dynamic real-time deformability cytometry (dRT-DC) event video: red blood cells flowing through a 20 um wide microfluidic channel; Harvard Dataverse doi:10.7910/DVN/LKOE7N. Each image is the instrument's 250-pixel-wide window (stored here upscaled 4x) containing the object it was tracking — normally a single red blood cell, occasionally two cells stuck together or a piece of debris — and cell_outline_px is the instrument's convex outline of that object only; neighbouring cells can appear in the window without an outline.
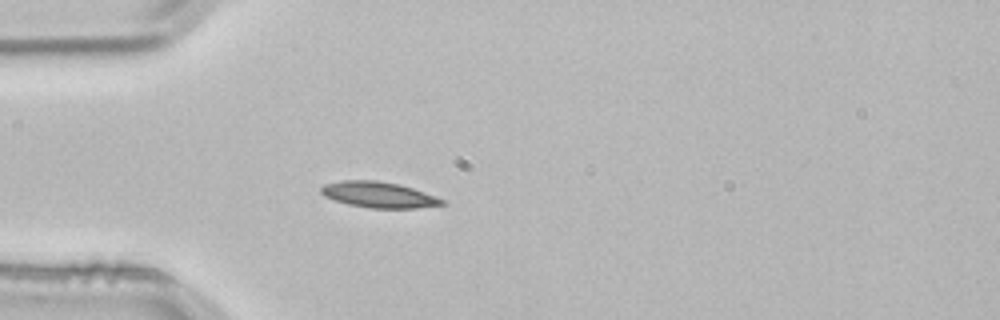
{"species": "common noctule bat (a hibernating species)", "species_latin": "Nyctalus noctula", "temperature_condition": "room temperature", "stored_images_in_passage": 4, "camera_frame_rate_fps": 3000, "um_per_image_px": 0.085, "animal": {"sex": "male", "body_mass_g": 21.5, "forearm_length_mm": 52.0}, "frame": {"image": 1, "passage_image": 4, "time_ms": 1.0, "image_size_px": [1000, 320], "cell_outline_px": [[448, 204], [416, 208], [368, 208], [348, 204], [324, 196], [320, 192], [320, 188], [324, 184], [340, 180], [376, 180], [400, 184], [436, 196], [444, 200]], "centroid_in_image_um": [32.19, 16.55], "position_along_channel_um": 52.8, "area_um2": 18.32}}